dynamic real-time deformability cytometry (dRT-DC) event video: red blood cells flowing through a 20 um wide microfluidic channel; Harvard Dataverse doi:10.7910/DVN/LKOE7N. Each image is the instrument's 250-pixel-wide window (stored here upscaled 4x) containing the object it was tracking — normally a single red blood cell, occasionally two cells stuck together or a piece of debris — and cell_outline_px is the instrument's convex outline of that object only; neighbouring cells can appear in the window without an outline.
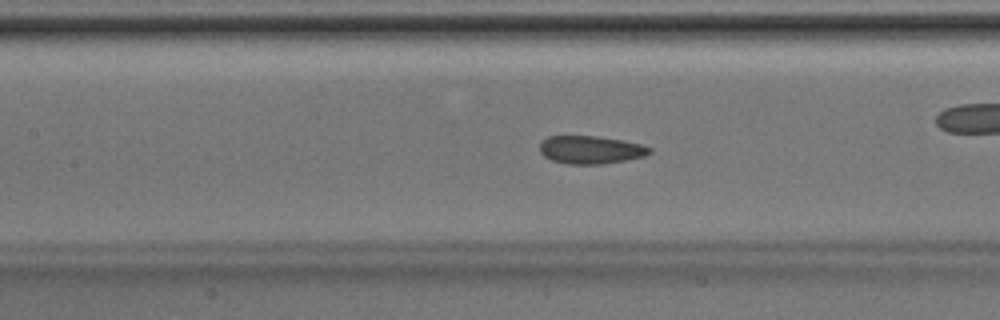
{"species": "Egyptian fruit bat (a non-hibernating species)", "species_latin": "Rousettus aegyptiacus", "temperature_condition": "room temperature", "stored_images_in_passage": 47, "camera_frame_rate_fps": 3000, "um_per_image_px": 0.085, "animal": {"sex": "male"}, "frame": {"image": 1, "passage_image": 21, "time_ms": 6.667, "image_size_px": [1000, 320], "cell_outline_px": [[652, 152], [644, 156], [604, 164], [564, 164], [552, 160], [544, 156], [540, 152], [540, 140], [548, 136], [596, 136], [620, 140], [640, 144], [652, 148]], "centroid_in_image_um": [50.16, 12.73], "position_along_channel_um": 157.2, "area_um2": 17.92}}